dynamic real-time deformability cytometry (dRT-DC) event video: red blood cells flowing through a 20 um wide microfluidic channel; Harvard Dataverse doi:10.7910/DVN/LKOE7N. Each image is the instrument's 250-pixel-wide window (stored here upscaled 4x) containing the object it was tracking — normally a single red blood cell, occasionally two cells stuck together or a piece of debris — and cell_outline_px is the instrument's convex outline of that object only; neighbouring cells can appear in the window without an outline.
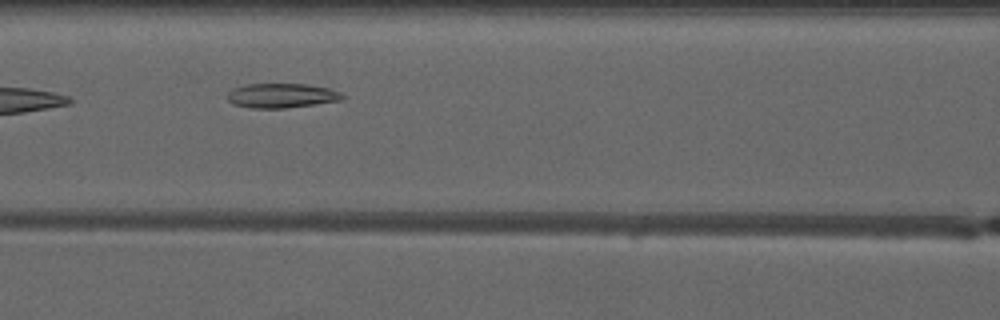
{"species": "common noctule bat (a hibernating species)", "species_latin": "Nyctalus noctula", "temperature_condition": "warm", "stored_images_in_passage": 8, "camera_frame_rate_fps": 3000, "um_per_image_px": 0.085, "animal": {"sex": "male", "forearm_length_mm": 52.5}, "frame": {"image": 1, "passage_image": 5, "time_ms": 4.667, "image_size_px": [1000, 320], "cell_outline_px": [[344, 96], [340, 100], [284, 108], [252, 108], [232, 104], [228, 100], [228, 92], [232, 88], [244, 84], [308, 84], [328, 88], [340, 92]], "centroid_in_image_um": [23.88, 8.11], "position_along_channel_um": 142.7, "area_um2": 16.3}}
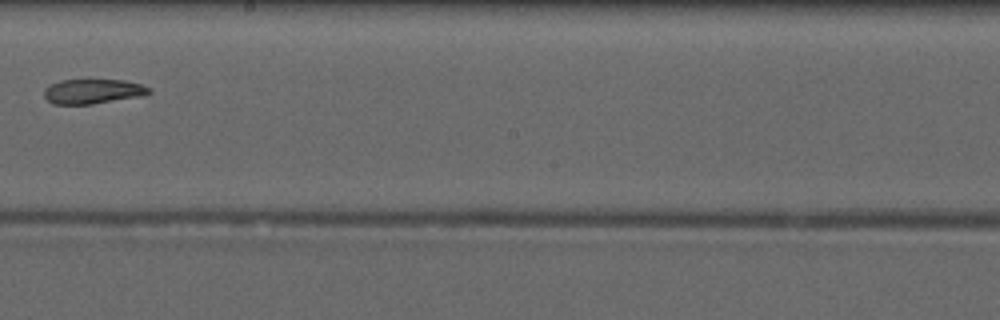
{"frame": {"image": 2, "passage_image": 7, "time_ms": 7.0, "image_size_px": [1000, 320], "cell_outline_px": [[152, 92], [144, 96], [92, 104], [52, 104], [44, 96], [44, 88], [60, 80], [124, 80], [140, 84], [152, 88]], "centroid_in_image_um": [7.93, 7.77], "position_along_channel_um": 240.3, "area_um2": 15.2}}
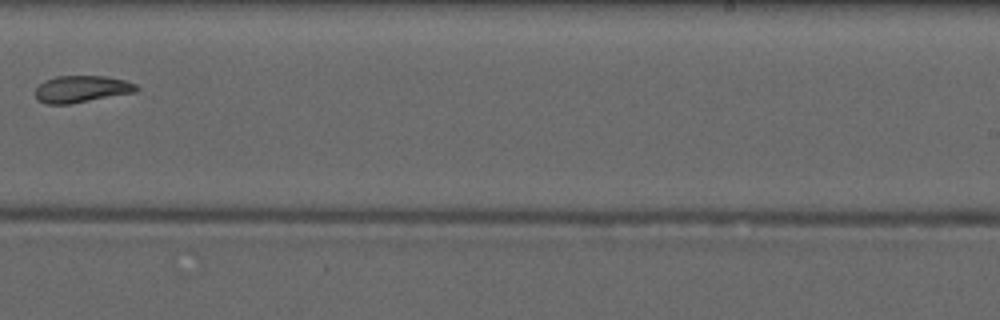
{"frame": {"image": 3, "passage_image": 8, "time_ms": 8.0, "image_size_px": [1000, 320], "cell_outline_px": [[140, 88], [136, 92], [68, 104], [48, 104], [36, 100], [36, 88], [44, 80], [56, 76], [104, 76], [124, 80], [136, 84]], "centroid_in_image_um": [6.93, 7.56], "position_along_channel_um": 282.1, "area_um2": 15.78}}